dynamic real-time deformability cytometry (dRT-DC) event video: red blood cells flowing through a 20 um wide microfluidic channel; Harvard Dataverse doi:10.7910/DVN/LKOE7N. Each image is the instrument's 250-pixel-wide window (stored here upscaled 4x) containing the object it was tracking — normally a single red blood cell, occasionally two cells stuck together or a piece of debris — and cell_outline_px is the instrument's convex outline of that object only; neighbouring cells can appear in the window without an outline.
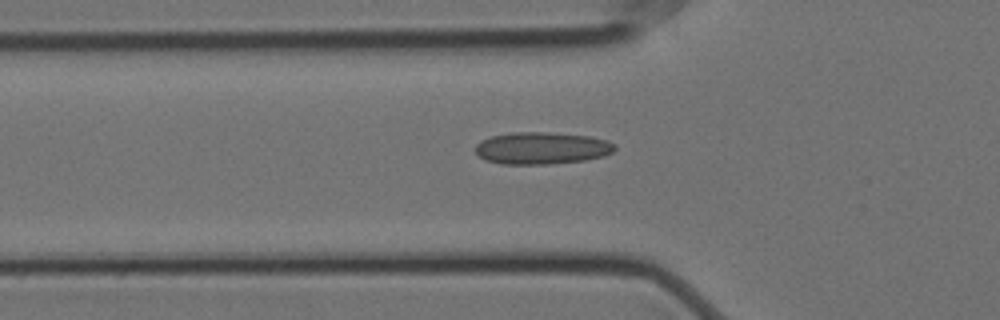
{"species": "Egyptian fruit bat (a non-hibernating species)", "species_latin": "Rousettus aegyptiacus", "temperature_condition": "cold", "stored_images_in_passage": 51, "camera_frame_rate_fps": 3000, "um_per_image_px": 0.085, "animal": {"sex": "female"}, "frame": {"image": 1, "passage_image": 18, "time_ms": 5.667, "image_size_px": [1000, 320], "cell_outline_px": [[616, 148], [612, 152], [604, 156], [584, 160], [548, 164], [500, 164], [484, 160], [476, 152], [476, 144], [480, 140], [492, 136], [512, 132], [548, 132], [592, 136], [608, 140], [616, 144]], "centroid_in_image_um": [46.06, 12.58], "position_along_channel_um": 79.7, "area_um2": 26.3}}
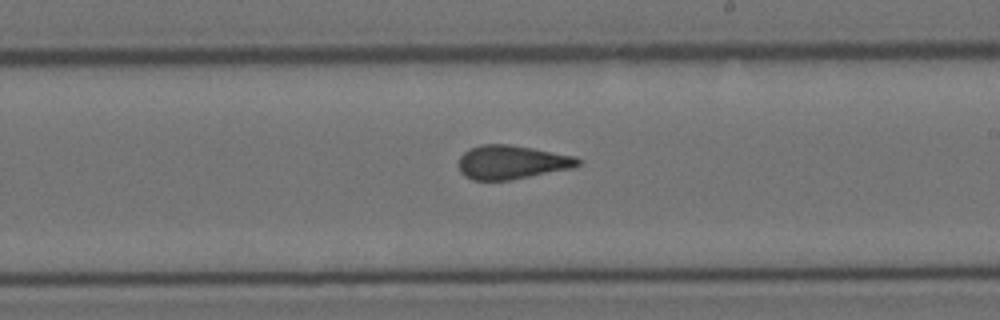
{"frame": {"image": 2, "passage_image": 32, "time_ms": 10.333, "image_size_px": [1000, 320], "cell_outline_px": [[580, 164], [572, 168], [512, 180], [472, 180], [464, 176], [460, 172], [456, 164], [460, 156], [464, 152], [472, 148], [484, 144], [508, 144], [532, 148], [576, 156], [580, 160]], "centroid_in_image_um": [43.46, 13.8], "position_along_channel_um": 245.5, "area_um2": 23.64}}
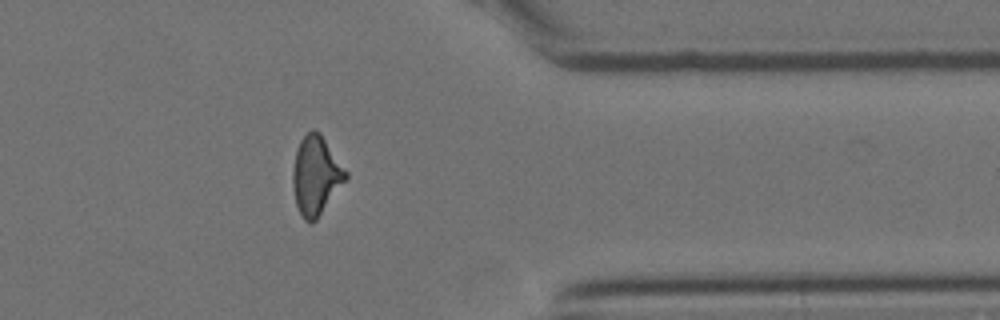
{"frame": {"image": 3, "passage_image": 45, "time_ms": 14.667, "image_size_px": [1000, 320], "cell_outline_px": [[348, 176], [316, 220], [312, 224], [308, 224], [304, 220], [296, 204], [292, 184], [292, 168], [296, 152], [300, 140], [312, 128], [320, 132], [348, 172]], "centroid_in_image_um": [26.84, 14.91], "position_along_channel_um": 384.6, "area_um2": 24.22}, "authors_computed_cell_mechanics": {"area_um2": 24.2182, "velocity_mm_per_s": 3.5264, "shape_relaxation_time_tau1_ms": 9.7213, "shape_relaxation_time_tau2_ms": 1.151, "deformation_change_tau1": 0.2038, "deformation_change_tau2": 0.0809}}